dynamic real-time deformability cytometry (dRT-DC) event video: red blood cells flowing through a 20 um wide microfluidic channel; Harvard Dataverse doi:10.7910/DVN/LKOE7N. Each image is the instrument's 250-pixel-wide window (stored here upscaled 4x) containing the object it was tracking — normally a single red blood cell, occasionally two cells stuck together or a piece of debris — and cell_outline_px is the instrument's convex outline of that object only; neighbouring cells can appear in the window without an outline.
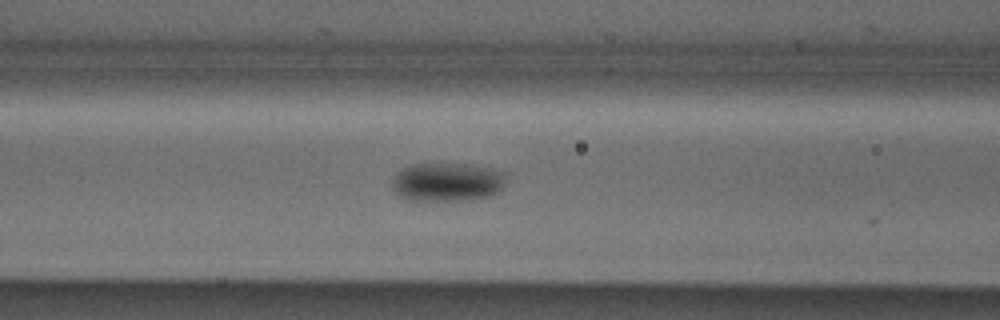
{"species": "Egyptian fruit bat (a non-hibernating species)", "species_latin": "Rousettus aegyptiacus", "temperature_condition": "cold", "stored_images_in_passage": 13, "camera_frame_rate_fps": 3000, "um_per_image_px": 0.085, "animal": {"sex": "male"}, "frame": {"image": 1, "passage_image": 12, "time_ms": 3.667, "image_size_px": [1000, 320], "cell_outline_px": [[508, 172], [504, 188], [500, 192], [492, 196], [468, 200], [420, 204], [396, 196], [392, 188], [392, 180], [396, 172], [412, 164], [464, 164], [488, 168]], "centroid_in_image_um": [38.0, 15.54], "position_along_channel_um": 128.6, "area_um2": 27.05}}